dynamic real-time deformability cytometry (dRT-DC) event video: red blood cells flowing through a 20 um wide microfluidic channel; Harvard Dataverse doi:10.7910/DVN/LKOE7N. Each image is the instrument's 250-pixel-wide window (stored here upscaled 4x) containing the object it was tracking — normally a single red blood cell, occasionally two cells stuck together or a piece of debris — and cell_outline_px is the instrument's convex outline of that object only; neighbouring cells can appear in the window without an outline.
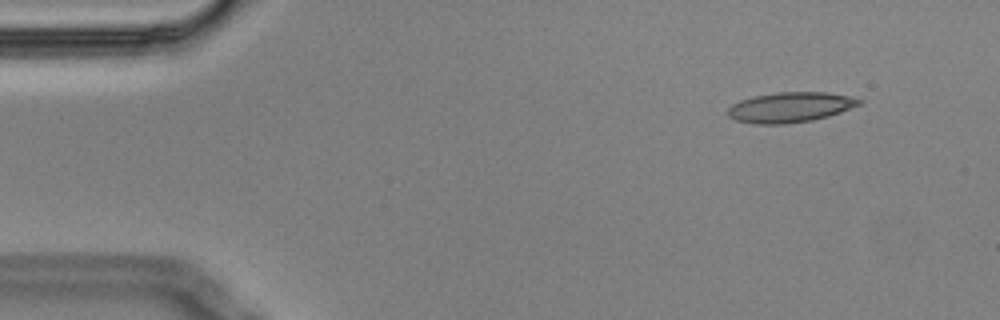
{"species": "Egyptian fruit bat (a non-hibernating species)", "species_latin": "Rousettus aegyptiacus", "temperature_condition": "cold", "stored_images_in_passage": 5, "camera_frame_rate_fps": 3000, "um_per_image_px": 0.085, "animal": {"sex": "male"}, "frame": {"image": 1, "passage_image": 1, "time_ms": 0.0, "image_size_px": [1000, 320], "cell_outline_px": [[864, 100], [860, 104], [840, 112], [828, 116], [812, 120], [784, 124], [756, 124], [736, 120], [728, 116], [728, 108], [732, 104], [740, 100], [752, 96], [780, 92], [828, 92], [848, 96]], "centroid_in_image_um": [67.15, 9.11], "position_along_channel_um": 17.8, "area_um2": 23.0}}
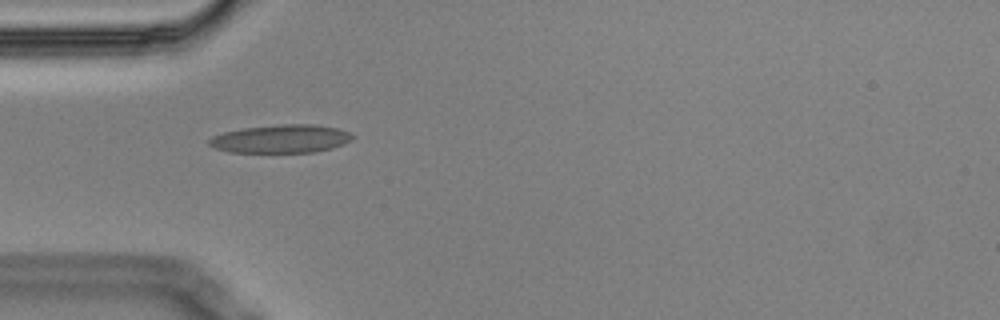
{"frame": {"image": 2, "passage_image": 4, "time_ms": 1.0, "image_size_px": [1000, 320], "cell_outline_px": [[356, 136], [352, 140], [344, 144], [332, 148], [316, 152], [228, 152], [216, 148], [208, 144], [208, 140], [212, 136], [224, 132], [244, 128], [280, 124], [312, 124], [336, 128], [348, 132]], "centroid_in_image_um": [23.9, 11.8], "position_along_channel_um": 61.1, "area_um2": 23.58}}
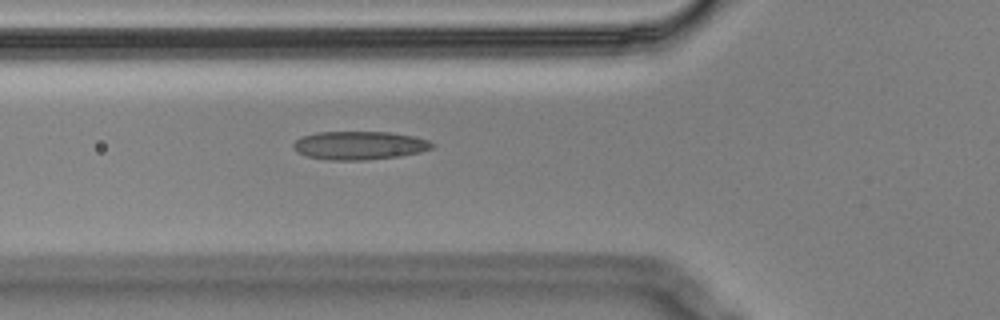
{"frame": {"image": 3, "passage_image": 5, "time_ms": 1.333, "image_size_px": [1000, 320], "cell_outline_px": [[436, 144], [432, 148], [420, 152], [400, 156], [364, 160], [328, 160], [304, 156], [296, 152], [292, 144], [300, 136], [316, 132], [388, 132], [412, 136], [428, 140]], "centroid_in_image_um": [30.5, 12.36], "position_along_channel_um": 95.3, "area_um2": 23.12}}